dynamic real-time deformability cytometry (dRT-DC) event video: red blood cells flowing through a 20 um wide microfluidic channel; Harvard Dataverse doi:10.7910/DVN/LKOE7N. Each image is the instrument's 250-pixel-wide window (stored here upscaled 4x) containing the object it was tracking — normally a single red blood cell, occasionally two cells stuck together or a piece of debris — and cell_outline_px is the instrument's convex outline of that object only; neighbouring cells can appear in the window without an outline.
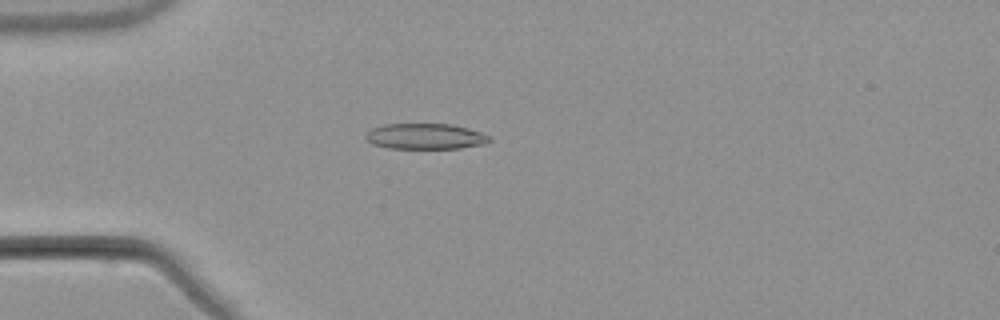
{"species": "common noctule bat (a hibernating species)", "species_latin": "Nyctalus noctula", "temperature_condition": "warm", "stored_images_in_passage": 5, "camera_frame_rate_fps": 3000, "um_per_image_px": 0.085, "animal": {"sex": "male", "body_mass_g": 21.5, "forearm_length_mm": 52.0}, "frame": {"image": 1, "passage_image": 5, "time_ms": 4.667, "image_size_px": [1000, 320], "cell_outline_px": [[492, 140], [484, 144], [460, 148], [388, 148], [372, 144], [364, 136], [372, 128], [384, 124], [452, 124], [468, 128], [480, 132], [488, 136]], "centroid_in_image_um": [36.15, 11.59], "position_along_channel_um": 48.9, "area_um2": 18.44}}